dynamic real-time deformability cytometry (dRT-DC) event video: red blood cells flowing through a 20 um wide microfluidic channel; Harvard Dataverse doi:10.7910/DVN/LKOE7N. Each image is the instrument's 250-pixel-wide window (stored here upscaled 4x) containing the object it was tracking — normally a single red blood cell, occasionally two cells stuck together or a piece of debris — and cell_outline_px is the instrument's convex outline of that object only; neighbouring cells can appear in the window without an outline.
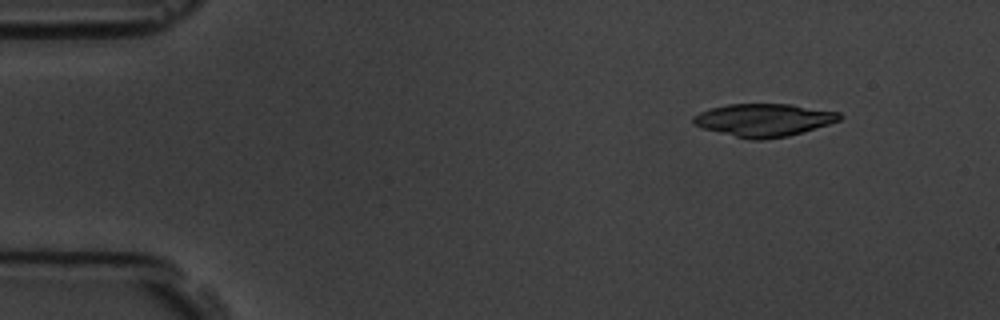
{"species": "common noctule bat (a hibernating species)", "species_latin": "Nyctalus noctula", "temperature_condition": "room temperature", "stored_images_in_passage": 4, "camera_frame_rate_fps": 3000, "um_per_image_px": 0.085, "animal": {"sex": "male", "body_mass_g": 19.5, "forearm_length_mm": 54.6}, "frame": {"image": 1, "passage_image": 1, "time_ms": 0.0, "image_size_px": [1000, 320], "cell_outline_px": [[844, 116], [840, 120], [828, 124], [788, 136], [764, 140], [752, 140], [704, 128], [692, 124], [692, 116], [700, 112], [712, 108], [728, 104], [792, 104], [840, 112]], "centroid_in_image_um": [64.94, 10.19], "position_along_channel_um": 20.1, "area_um2": 27.8}}
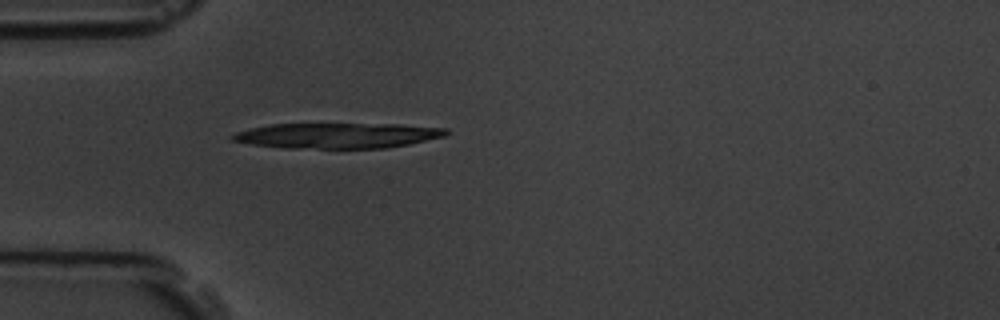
{"frame": {"image": 2, "passage_image": 4, "time_ms": 3.333, "image_size_px": [1000, 320], "cell_outline_px": [[448, 132], [444, 136], [408, 144], [388, 148], [284, 148], [252, 144], [232, 140], [228, 136], [236, 132], [252, 128], [272, 124], [400, 124], [448, 128]], "centroid_in_image_um": [28.69, 11.52], "position_along_channel_um": 56.3, "area_um2": 31.5}}